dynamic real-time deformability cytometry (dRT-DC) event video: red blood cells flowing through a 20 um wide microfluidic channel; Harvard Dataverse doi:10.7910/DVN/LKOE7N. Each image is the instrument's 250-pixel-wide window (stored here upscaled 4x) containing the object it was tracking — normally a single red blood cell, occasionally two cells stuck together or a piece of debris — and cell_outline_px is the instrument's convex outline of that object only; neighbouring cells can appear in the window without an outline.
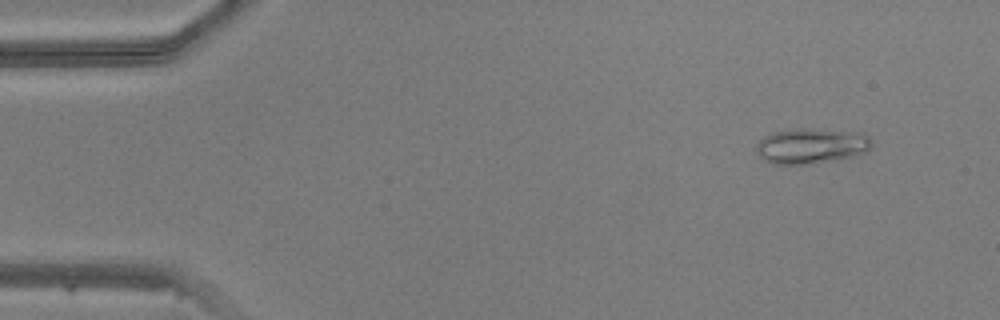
{"species": "common noctule bat (a hibernating species)", "species_latin": "Nyctalus noctula", "temperature_condition": "warm", "stored_images_in_passage": 40, "camera_frame_rate_fps": 3000, "um_per_image_px": 0.085, "animal": {"sex": "male", "body_mass_g": 20.5, "forearm_length_mm": 52.5}, "frame": {"image": 1, "passage_image": 1, "time_ms": 0.0, "image_size_px": [1000, 320], "cell_outline_px": [[872, 144], [868, 152], [856, 156], [840, 160], [808, 164], [772, 164], [764, 160], [756, 152], [756, 144], [764, 136], [772, 132], [796, 128], [812, 128], [864, 132], [872, 140]], "centroid_in_image_um": [69.01, 12.4], "position_along_channel_um": 16.0, "area_um2": 24.51}}
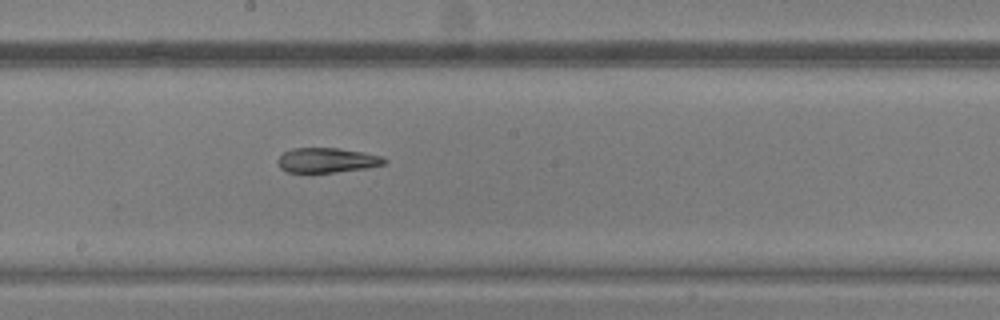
{"frame": {"image": 2, "passage_image": 23, "time_ms": 7.333, "image_size_px": [1000, 320], "cell_outline_px": [[388, 160], [384, 164], [368, 168], [336, 172], [288, 172], [280, 168], [276, 160], [284, 152], [292, 148], [340, 148], [364, 152], [384, 156]], "centroid_in_image_um": [27.83, 13.61], "position_along_channel_um": 220.4, "area_um2": 15.55}}
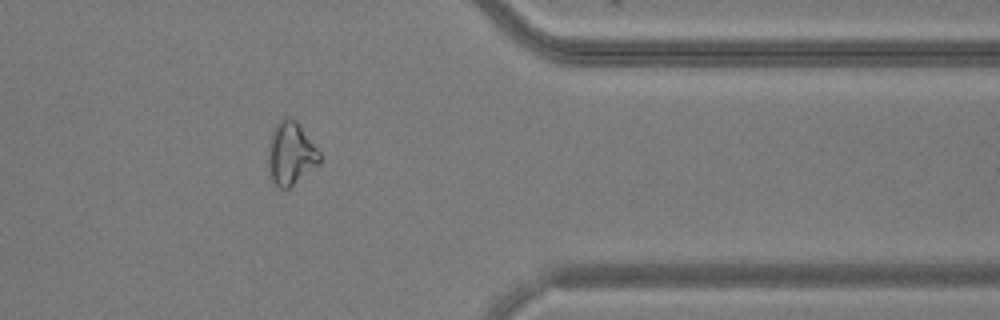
{"frame": {"image": 3, "passage_image": 36, "time_ms": 11.667, "image_size_px": [1000, 320], "cell_outline_px": [[320, 164], [288, 188], [280, 188], [272, 180], [268, 168], [268, 144], [272, 132], [276, 124], [284, 116], [288, 116], [296, 120], [320, 152]], "centroid_in_image_um": [24.71, 13.03], "position_along_channel_um": 386.7, "area_um2": 18.84}}